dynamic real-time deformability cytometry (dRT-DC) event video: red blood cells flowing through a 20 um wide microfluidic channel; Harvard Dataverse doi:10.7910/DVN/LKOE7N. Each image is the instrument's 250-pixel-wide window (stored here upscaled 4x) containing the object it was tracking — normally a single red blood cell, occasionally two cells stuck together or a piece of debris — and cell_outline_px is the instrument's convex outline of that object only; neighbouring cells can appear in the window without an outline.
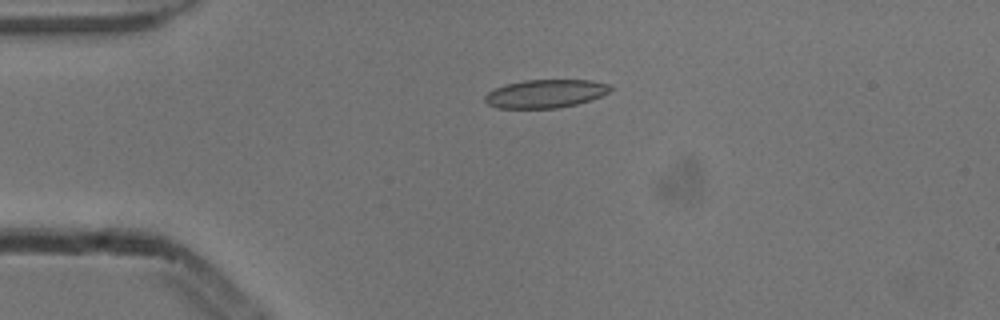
{"species": "common noctule bat (a hibernating species)", "species_latin": "Nyctalus noctula", "temperature_condition": "cold", "stored_images_in_passage": 42, "camera_frame_rate_fps": 3000, "um_per_image_px": 0.085, "animal": {"sex": "male", "body_mass_g": 13.3}, "frame": {"image": 1, "passage_image": 1, "time_ms": 0.0, "image_size_px": [1000, 320], "cell_outline_px": [[612, 88], [608, 92], [600, 96], [576, 104], [556, 108], [496, 108], [488, 104], [484, 100], [484, 96], [488, 92], [504, 84], [524, 80], [592, 80], [612, 84]], "centroid_in_image_um": [46.35, 7.95], "position_along_channel_um": 38.7, "area_um2": 20.69}}
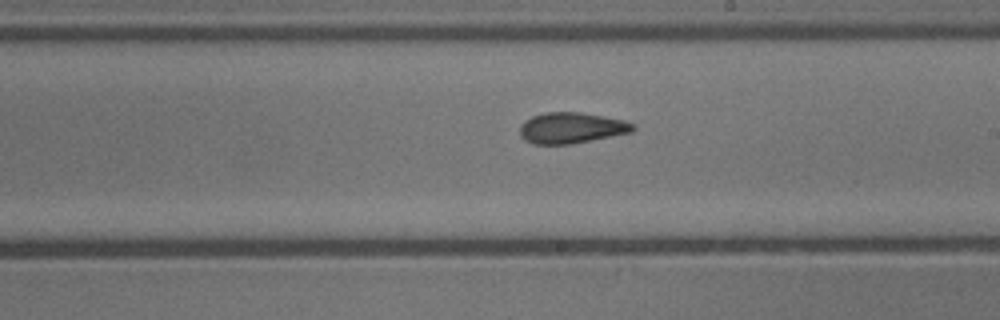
{"frame": {"image": 2, "passage_image": 19, "time_ms": 6.0, "image_size_px": [1000, 320], "cell_outline_px": [[636, 128], [632, 132], [572, 144], [532, 144], [524, 140], [520, 136], [520, 124], [524, 120], [532, 116], [544, 112], [580, 112], [624, 120], [636, 124]], "centroid_in_image_um": [48.55, 10.87], "position_along_channel_um": 240.4, "area_um2": 20.58}}
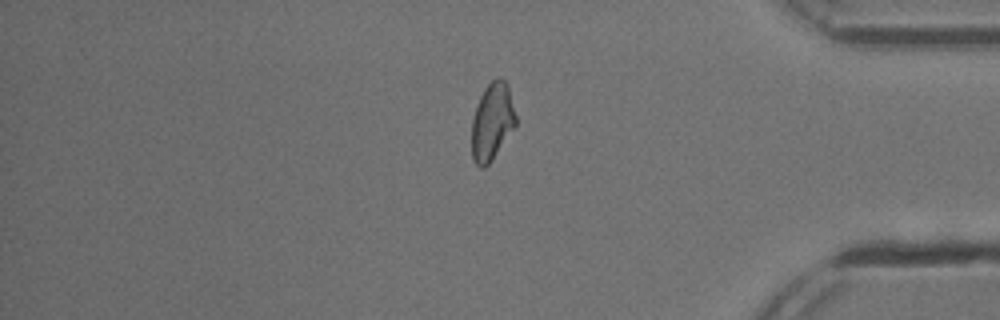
{"frame": {"image": 3, "passage_image": 33, "time_ms": 10.667, "image_size_px": [1000, 320], "cell_outline_px": [[516, 124], [492, 160], [484, 168], [480, 168], [472, 160], [472, 116], [476, 104], [484, 88], [496, 76], [504, 80], [508, 84], [516, 116]], "centroid_in_image_um": [41.81, 10.32], "position_along_channel_um": 393.4, "area_um2": 19.94}, "authors_computed_cell_mechanics": {"area_um2": 20.4034, "velocity_mm_per_s": 3.8756, "shape_relaxation_time_tau1_ms": null, "shape_relaxation_time_tau2_ms": 1.6758, "deformation_change_tau1": null, "deformation_change_tau2": 0.0781}}